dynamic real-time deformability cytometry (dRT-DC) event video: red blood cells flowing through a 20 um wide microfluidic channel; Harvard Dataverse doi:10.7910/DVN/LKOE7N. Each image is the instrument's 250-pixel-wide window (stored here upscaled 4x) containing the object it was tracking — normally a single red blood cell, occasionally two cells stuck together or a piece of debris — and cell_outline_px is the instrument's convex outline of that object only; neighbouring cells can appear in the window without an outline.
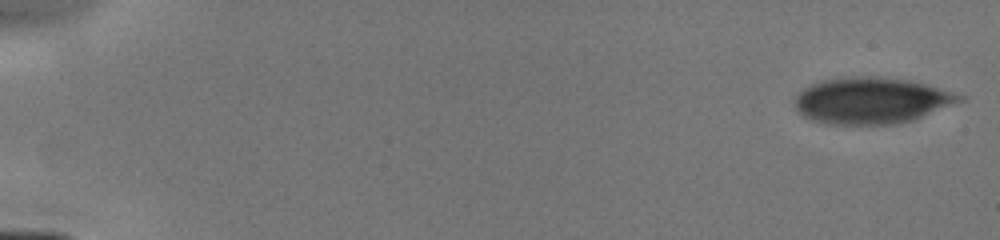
{"species": "human", "species_latin": "Homo sapiens", "temperature_condition": "cold", "stored_images_in_passage": 8, "camera_frame_rate_fps": 3000, "um_per_image_px": 0.085, "donor": {"sex": "male"}, "frame": {"image": 1, "passage_image": 1, "time_ms": 0.0, "image_size_px": [1000, 240], "cell_outline_px": [[964, 100], [912, 120], [896, 124], [824, 124], [812, 120], [804, 116], [796, 108], [796, 96], [804, 88], [812, 84], [824, 80], [856, 76], [876, 76], [908, 80], [924, 84], [964, 96]], "centroid_in_image_um": [74.05, 8.55], "position_along_channel_um": 10.9, "area_um2": 43.87}}
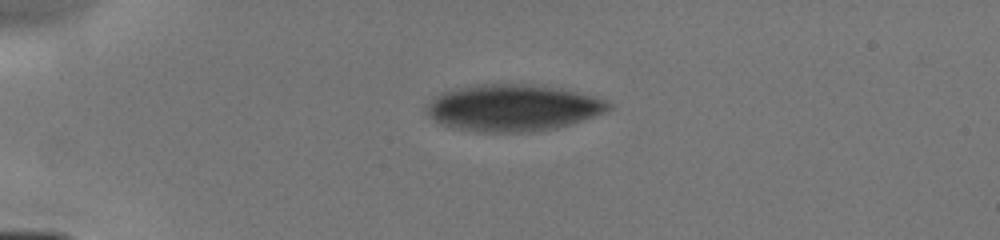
{"frame": {"image": 2, "passage_image": 5, "time_ms": 3.667, "image_size_px": [1000, 240], "cell_outline_px": [[612, 108], [608, 112], [572, 124], [556, 128], [528, 132], [480, 132], [452, 128], [436, 120], [424, 108], [424, 104], [440, 92], [460, 88], [484, 84], [524, 84], [560, 88], [592, 96], [604, 100], [612, 104]], "centroid_in_image_um": [43.61, 9.17], "position_along_channel_um": 41.4, "area_um2": 49.48}}